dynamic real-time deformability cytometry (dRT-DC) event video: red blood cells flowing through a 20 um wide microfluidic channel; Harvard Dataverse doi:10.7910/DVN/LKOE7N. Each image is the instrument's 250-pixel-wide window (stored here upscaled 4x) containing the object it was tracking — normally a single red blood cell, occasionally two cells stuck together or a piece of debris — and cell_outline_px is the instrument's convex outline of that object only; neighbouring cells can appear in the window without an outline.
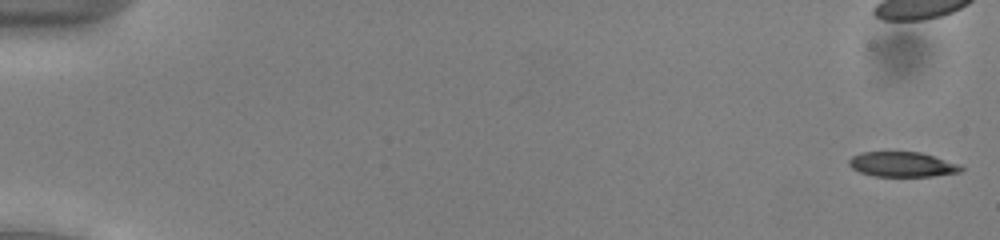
{"species": "common noctule bat (a hibernating species)", "species_latin": "Nyctalus noctula", "temperature_condition": "cold", "stored_images_in_passage": 9, "camera_frame_rate_fps": 3000, "um_per_image_px": 0.085, "animal": {"sex": "male", "body_mass_g": 13.0, "forearm_length_mm": 53.1}, "frame": {"image": 1, "passage_image": 1, "time_ms": 0.0, "image_size_px": [1000, 240], "cell_outline_px": [[964, 168], [960, 172], [932, 176], [872, 176], [860, 172], [852, 168], [848, 164], [848, 160], [852, 156], [860, 152], [920, 152], [960, 164]], "centroid_in_image_um": [76.67, 13.97], "position_along_channel_um": 8.3, "area_um2": 16.3}}